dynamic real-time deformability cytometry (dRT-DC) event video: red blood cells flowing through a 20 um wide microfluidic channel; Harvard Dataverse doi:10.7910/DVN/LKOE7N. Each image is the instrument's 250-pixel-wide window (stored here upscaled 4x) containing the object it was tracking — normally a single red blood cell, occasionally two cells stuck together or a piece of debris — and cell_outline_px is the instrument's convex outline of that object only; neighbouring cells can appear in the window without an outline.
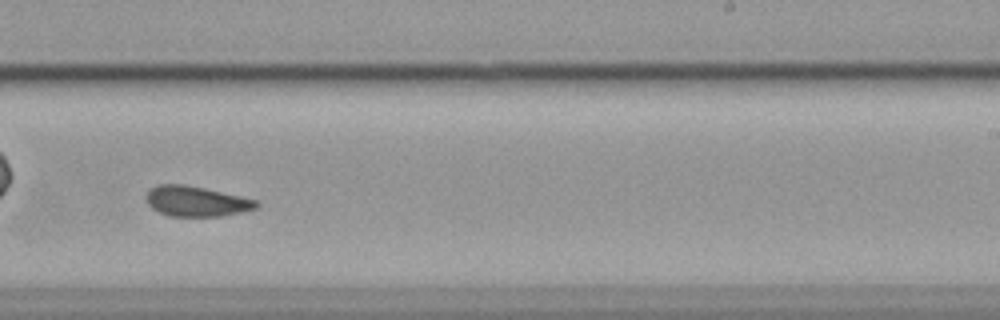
{"species": "common noctule bat (a hibernating species)", "species_latin": "Nyctalus noctula", "temperature_condition": "cold", "stored_images_in_passage": 52, "camera_frame_rate_fps": 3000, "um_per_image_px": 0.085, "animal": {"sex": "female", "body_mass_g": 19.9}, "frame": {"image": 1, "passage_image": 30, "time_ms": 9.667, "image_size_px": [1000, 320], "cell_outline_px": [[260, 204], [256, 208], [240, 212], [220, 216], [168, 216], [152, 208], [148, 204], [144, 196], [148, 188], [156, 184], [184, 184], [204, 188], [260, 200]], "centroid_in_image_um": [16.65, 17.09], "position_along_channel_um": 272.3, "area_um2": 19.65}, "authors_computed_cell_mechanics": {"area_um2": 19.8832, "velocity_mm_per_s": 3.5155, "shape_relaxation_time_tau1_ms": null, "shape_relaxation_time_tau2_ms": 2.6856, "deformation_change_tau1": null, "deformation_change_tau2": 0.0731}}